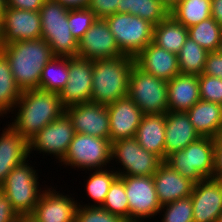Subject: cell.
Instances as JSON below:
<instances>
[{
    "mask_svg": "<svg viewBox=\"0 0 222 222\" xmlns=\"http://www.w3.org/2000/svg\"><path fill=\"white\" fill-rule=\"evenodd\" d=\"M14 109L10 125L27 141L65 113L59 93L40 89L22 91Z\"/></svg>",
    "mask_w": 222,
    "mask_h": 222,
    "instance_id": "cell-1",
    "label": "cell"
},
{
    "mask_svg": "<svg viewBox=\"0 0 222 222\" xmlns=\"http://www.w3.org/2000/svg\"><path fill=\"white\" fill-rule=\"evenodd\" d=\"M18 87L22 90L39 89L41 71L54 57L51 47L42 38L20 40L3 46Z\"/></svg>",
    "mask_w": 222,
    "mask_h": 222,
    "instance_id": "cell-2",
    "label": "cell"
},
{
    "mask_svg": "<svg viewBox=\"0 0 222 222\" xmlns=\"http://www.w3.org/2000/svg\"><path fill=\"white\" fill-rule=\"evenodd\" d=\"M134 64V57L129 55L93 60L91 102L107 106L128 96L130 71Z\"/></svg>",
    "mask_w": 222,
    "mask_h": 222,
    "instance_id": "cell-3",
    "label": "cell"
},
{
    "mask_svg": "<svg viewBox=\"0 0 222 222\" xmlns=\"http://www.w3.org/2000/svg\"><path fill=\"white\" fill-rule=\"evenodd\" d=\"M164 162L194 183L213 178L215 169L214 138L200 137L183 150L175 151L167 156Z\"/></svg>",
    "mask_w": 222,
    "mask_h": 222,
    "instance_id": "cell-4",
    "label": "cell"
},
{
    "mask_svg": "<svg viewBox=\"0 0 222 222\" xmlns=\"http://www.w3.org/2000/svg\"><path fill=\"white\" fill-rule=\"evenodd\" d=\"M69 9L56 0H45L39 10L41 17V38L52 49L54 56L77 57L78 42L68 24Z\"/></svg>",
    "mask_w": 222,
    "mask_h": 222,
    "instance_id": "cell-5",
    "label": "cell"
},
{
    "mask_svg": "<svg viewBox=\"0 0 222 222\" xmlns=\"http://www.w3.org/2000/svg\"><path fill=\"white\" fill-rule=\"evenodd\" d=\"M25 160L7 175L0 189L19 215H30L43 190L39 186L37 170ZM42 190V191H41Z\"/></svg>",
    "mask_w": 222,
    "mask_h": 222,
    "instance_id": "cell-6",
    "label": "cell"
},
{
    "mask_svg": "<svg viewBox=\"0 0 222 222\" xmlns=\"http://www.w3.org/2000/svg\"><path fill=\"white\" fill-rule=\"evenodd\" d=\"M111 141L105 138L75 133L68 150L60 162L75 170L87 171L107 168L111 162ZM106 166V167H105Z\"/></svg>",
    "mask_w": 222,
    "mask_h": 222,
    "instance_id": "cell-7",
    "label": "cell"
},
{
    "mask_svg": "<svg viewBox=\"0 0 222 222\" xmlns=\"http://www.w3.org/2000/svg\"><path fill=\"white\" fill-rule=\"evenodd\" d=\"M167 81L148 74L135 64L130 71L128 96L144 114L168 112Z\"/></svg>",
    "mask_w": 222,
    "mask_h": 222,
    "instance_id": "cell-8",
    "label": "cell"
},
{
    "mask_svg": "<svg viewBox=\"0 0 222 222\" xmlns=\"http://www.w3.org/2000/svg\"><path fill=\"white\" fill-rule=\"evenodd\" d=\"M105 20L125 55L135 57L153 42L154 25L147 20L129 13H115Z\"/></svg>",
    "mask_w": 222,
    "mask_h": 222,
    "instance_id": "cell-9",
    "label": "cell"
},
{
    "mask_svg": "<svg viewBox=\"0 0 222 222\" xmlns=\"http://www.w3.org/2000/svg\"><path fill=\"white\" fill-rule=\"evenodd\" d=\"M120 163L118 176H153L164 162L156 154L145 150L135 137L120 139L111 144V162Z\"/></svg>",
    "mask_w": 222,
    "mask_h": 222,
    "instance_id": "cell-10",
    "label": "cell"
},
{
    "mask_svg": "<svg viewBox=\"0 0 222 222\" xmlns=\"http://www.w3.org/2000/svg\"><path fill=\"white\" fill-rule=\"evenodd\" d=\"M129 204V221L144 222L158 216L159 203L153 176H119Z\"/></svg>",
    "mask_w": 222,
    "mask_h": 222,
    "instance_id": "cell-11",
    "label": "cell"
},
{
    "mask_svg": "<svg viewBox=\"0 0 222 222\" xmlns=\"http://www.w3.org/2000/svg\"><path fill=\"white\" fill-rule=\"evenodd\" d=\"M75 131L71 119L66 113L50 122L29 141V159L32 151L53 155L60 163L73 140Z\"/></svg>",
    "mask_w": 222,
    "mask_h": 222,
    "instance_id": "cell-12",
    "label": "cell"
},
{
    "mask_svg": "<svg viewBox=\"0 0 222 222\" xmlns=\"http://www.w3.org/2000/svg\"><path fill=\"white\" fill-rule=\"evenodd\" d=\"M68 79L59 93L62 105L90 102L92 92L93 61L80 57H68Z\"/></svg>",
    "mask_w": 222,
    "mask_h": 222,
    "instance_id": "cell-13",
    "label": "cell"
},
{
    "mask_svg": "<svg viewBox=\"0 0 222 222\" xmlns=\"http://www.w3.org/2000/svg\"><path fill=\"white\" fill-rule=\"evenodd\" d=\"M0 23L3 45L20 40L41 38L39 11L5 7Z\"/></svg>",
    "mask_w": 222,
    "mask_h": 222,
    "instance_id": "cell-14",
    "label": "cell"
},
{
    "mask_svg": "<svg viewBox=\"0 0 222 222\" xmlns=\"http://www.w3.org/2000/svg\"><path fill=\"white\" fill-rule=\"evenodd\" d=\"M125 55L120 49L105 19H97L78 42L77 57L98 60Z\"/></svg>",
    "mask_w": 222,
    "mask_h": 222,
    "instance_id": "cell-15",
    "label": "cell"
},
{
    "mask_svg": "<svg viewBox=\"0 0 222 222\" xmlns=\"http://www.w3.org/2000/svg\"><path fill=\"white\" fill-rule=\"evenodd\" d=\"M75 133L91 135L109 140L110 125L107 106L85 102L65 108Z\"/></svg>",
    "mask_w": 222,
    "mask_h": 222,
    "instance_id": "cell-16",
    "label": "cell"
},
{
    "mask_svg": "<svg viewBox=\"0 0 222 222\" xmlns=\"http://www.w3.org/2000/svg\"><path fill=\"white\" fill-rule=\"evenodd\" d=\"M54 188H42V195L30 215L37 222H75L77 199Z\"/></svg>",
    "mask_w": 222,
    "mask_h": 222,
    "instance_id": "cell-17",
    "label": "cell"
},
{
    "mask_svg": "<svg viewBox=\"0 0 222 222\" xmlns=\"http://www.w3.org/2000/svg\"><path fill=\"white\" fill-rule=\"evenodd\" d=\"M194 222H217L222 212V185L210 178L194 183L191 193Z\"/></svg>",
    "mask_w": 222,
    "mask_h": 222,
    "instance_id": "cell-18",
    "label": "cell"
},
{
    "mask_svg": "<svg viewBox=\"0 0 222 222\" xmlns=\"http://www.w3.org/2000/svg\"><path fill=\"white\" fill-rule=\"evenodd\" d=\"M107 111L111 143L120 139L135 137L144 113L129 96L107 105Z\"/></svg>",
    "mask_w": 222,
    "mask_h": 222,
    "instance_id": "cell-19",
    "label": "cell"
},
{
    "mask_svg": "<svg viewBox=\"0 0 222 222\" xmlns=\"http://www.w3.org/2000/svg\"><path fill=\"white\" fill-rule=\"evenodd\" d=\"M134 60L135 65L144 72L166 81L180 74L177 54L168 52L153 42L140 51Z\"/></svg>",
    "mask_w": 222,
    "mask_h": 222,
    "instance_id": "cell-20",
    "label": "cell"
},
{
    "mask_svg": "<svg viewBox=\"0 0 222 222\" xmlns=\"http://www.w3.org/2000/svg\"><path fill=\"white\" fill-rule=\"evenodd\" d=\"M155 190L162 205L191 196L194 182L163 162L153 174Z\"/></svg>",
    "mask_w": 222,
    "mask_h": 222,
    "instance_id": "cell-21",
    "label": "cell"
},
{
    "mask_svg": "<svg viewBox=\"0 0 222 222\" xmlns=\"http://www.w3.org/2000/svg\"><path fill=\"white\" fill-rule=\"evenodd\" d=\"M29 158L28 141L10 124L0 135V185L17 165Z\"/></svg>",
    "mask_w": 222,
    "mask_h": 222,
    "instance_id": "cell-22",
    "label": "cell"
},
{
    "mask_svg": "<svg viewBox=\"0 0 222 222\" xmlns=\"http://www.w3.org/2000/svg\"><path fill=\"white\" fill-rule=\"evenodd\" d=\"M165 125V160L175 151L183 150L201 136L195 130L186 112L168 111Z\"/></svg>",
    "mask_w": 222,
    "mask_h": 222,
    "instance_id": "cell-23",
    "label": "cell"
},
{
    "mask_svg": "<svg viewBox=\"0 0 222 222\" xmlns=\"http://www.w3.org/2000/svg\"><path fill=\"white\" fill-rule=\"evenodd\" d=\"M168 111L187 112L200 100L199 80L196 75H175L167 81Z\"/></svg>",
    "mask_w": 222,
    "mask_h": 222,
    "instance_id": "cell-24",
    "label": "cell"
},
{
    "mask_svg": "<svg viewBox=\"0 0 222 222\" xmlns=\"http://www.w3.org/2000/svg\"><path fill=\"white\" fill-rule=\"evenodd\" d=\"M186 113L201 137L216 138L222 133V105L200 99Z\"/></svg>",
    "mask_w": 222,
    "mask_h": 222,
    "instance_id": "cell-25",
    "label": "cell"
},
{
    "mask_svg": "<svg viewBox=\"0 0 222 222\" xmlns=\"http://www.w3.org/2000/svg\"><path fill=\"white\" fill-rule=\"evenodd\" d=\"M165 114H144L135 138L145 150L165 161Z\"/></svg>",
    "mask_w": 222,
    "mask_h": 222,
    "instance_id": "cell-26",
    "label": "cell"
},
{
    "mask_svg": "<svg viewBox=\"0 0 222 222\" xmlns=\"http://www.w3.org/2000/svg\"><path fill=\"white\" fill-rule=\"evenodd\" d=\"M188 37V29L170 14L153 28V43L174 54L179 53Z\"/></svg>",
    "mask_w": 222,
    "mask_h": 222,
    "instance_id": "cell-27",
    "label": "cell"
},
{
    "mask_svg": "<svg viewBox=\"0 0 222 222\" xmlns=\"http://www.w3.org/2000/svg\"><path fill=\"white\" fill-rule=\"evenodd\" d=\"M22 90L16 84L9 60L0 52V117L10 114L21 97Z\"/></svg>",
    "mask_w": 222,
    "mask_h": 222,
    "instance_id": "cell-28",
    "label": "cell"
},
{
    "mask_svg": "<svg viewBox=\"0 0 222 222\" xmlns=\"http://www.w3.org/2000/svg\"><path fill=\"white\" fill-rule=\"evenodd\" d=\"M118 13L136 15L155 26L165 19L170 11L160 0H120Z\"/></svg>",
    "mask_w": 222,
    "mask_h": 222,
    "instance_id": "cell-29",
    "label": "cell"
},
{
    "mask_svg": "<svg viewBox=\"0 0 222 222\" xmlns=\"http://www.w3.org/2000/svg\"><path fill=\"white\" fill-rule=\"evenodd\" d=\"M170 15L186 28L192 27L211 17V0H180Z\"/></svg>",
    "mask_w": 222,
    "mask_h": 222,
    "instance_id": "cell-30",
    "label": "cell"
},
{
    "mask_svg": "<svg viewBox=\"0 0 222 222\" xmlns=\"http://www.w3.org/2000/svg\"><path fill=\"white\" fill-rule=\"evenodd\" d=\"M68 76V57L54 56L41 71L39 89L60 93Z\"/></svg>",
    "mask_w": 222,
    "mask_h": 222,
    "instance_id": "cell-31",
    "label": "cell"
},
{
    "mask_svg": "<svg viewBox=\"0 0 222 222\" xmlns=\"http://www.w3.org/2000/svg\"><path fill=\"white\" fill-rule=\"evenodd\" d=\"M208 53L203 47L188 37L177 54L180 74L196 76L202 74Z\"/></svg>",
    "mask_w": 222,
    "mask_h": 222,
    "instance_id": "cell-32",
    "label": "cell"
},
{
    "mask_svg": "<svg viewBox=\"0 0 222 222\" xmlns=\"http://www.w3.org/2000/svg\"><path fill=\"white\" fill-rule=\"evenodd\" d=\"M187 29L188 36L207 52L218 51L222 26L212 16Z\"/></svg>",
    "mask_w": 222,
    "mask_h": 222,
    "instance_id": "cell-33",
    "label": "cell"
},
{
    "mask_svg": "<svg viewBox=\"0 0 222 222\" xmlns=\"http://www.w3.org/2000/svg\"><path fill=\"white\" fill-rule=\"evenodd\" d=\"M107 169L93 170V173L90 171L91 175L87 177V183L85 184L86 194L94 201V204L87 203L88 205L83 204L82 206H102L111 184L118 177L114 168Z\"/></svg>",
    "mask_w": 222,
    "mask_h": 222,
    "instance_id": "cell-34",
    "label": "cell"
},
{
    "mask_svg": "<svg viewBox=\"0 0 222 222\" xmlns=\"http://www.w3.org/2000/svg\"><path fill=\"white\" fill-rule=\"evenodd\" d=\"M101 207L106 211L129 221V204L124 182L119 176L111 184Z\"/></svg>",
    "mask_w": 222,
    "mask_h": 222,
    "instance_id": "cell-35",
    "label": "cell"
},
{
    "mask_svg": "<svg viewBox=\"0 0 222 222\" xmlns=\"http://www.w3.org/2000/svg\"><path fill=\"white\" fill-rule=\"evenodd\" d=\"M159 214H162L161 222H194L191 197L188 196L162 205Z\"/></svg>",
    "mask_w": 222,
    "mask_h": 222,
    "instance_id": "cell-36",
    "label": "cell"
},
{
    "mask_svg": "<svg viewBox=\"0 0 222 222\" xmlns=\"http://www.w3.org/2000/svg\"><path fill=\"white\" fill-rule=\"evenodd\" d=\"M96 20V15L88 7L69 9V29L77 42L82 39Z\"/></svg>",
    "mask_w": 222,
    "mask_h": 222,
    "instance_id": "cell-37",
    "label": "cell"
},
{
    "mask_svg": "<svg viewBox=\"0 0 222 222\" xmlns=\"http://www.w3.org/2000/svg\"><path fill=\"white\" fill-rule=\"evenodd\" d=\"M75 222H126V220L106 211L101 206H82L79 202Z\"/></svg>",
    "mask_w": 222,
    "mask_h": 222,
    "instance_id": "cell-38",
    "label": "cell"
},
{
    "mask_svg": "<svg viewBox=\"0 0 222 222\" xmlns=\"http://www.w3.org/2000/svg\"><path fill=\"white\" fill-rule=\"evenodd\" d=\"M198 80L200 99L222 105V79L202 73Z\"/></svg>",
    "mask_w": 222,
    "mask_h": 222,
    "instance_id": "cell-39",
    "label": "cell"
},
{
    "mask_svg": "<svg viewBox=\"0 0 222 222\" xmlns=\"http://www.w3.org/2000/svg\"><path fill=\"white\" fill-rule=\"evenodd\" d=\"M120 0H90L88 8L96 15L97 19H105L118 13Z\"/></svg>",
    "mask_w": 222,
    "mask_h": 222,
    "instance_id": "cell-40",
    "label": "cell"
},
{
    "mask_svg": "<svg viewBox=\"0 0 222 222\" xmlns=\"http://www.w3.org/2000/svg\"><path fill=\"white\" fill-rule=\"evenodd\" d=\"M203 74L222 79V54L218 51L207 54Z\"/></svg>",
    "mask_w": 222,
    "mask_h": 222,
    "instance_id": "cell-41",
    "label": "cell"
},
{
    "mask_svg": "<svg viewBox=\"0 0 222 222\" xmlns=\"http://www.w3.org/2000/svg\"><path fill=\"white\" fill-rule=\"evenodd\" d=\"M19 214L0 189V222H15Z\"/></svg>",
    "mask_w": 222,
    "mask_h": 222,
    "instance_id": "cell-42",
    "label": "cell"
},
{
    "mask_svg": "<svg viewBox=\"0 0 222 222\" xmlns=\"http://www.w3.org/2000/svg\"><path fill=\"white\" fill-rule=\"evenodd\" d=\"M44 1L45 0H6V7L28 11H39Z\"/></svg>",
    "mask_w": 222,
    "mask_h": 222,
    "instance_id": "cell-43",
    "label": "cell"
},
{
    "mask_svg": "<svg viewBox=\"0 0 222 222\" xmlns=\"http://www.w3.org/2000/svg\"><path fill=\"white\" fill-rule=\"evenodd\" d=\"M215 143V169L214 179H222V133L214 138Z\"/></svg>",
    "mask_w": 222,
    "mask_h": 222,
    "instance_id": "cell-44",
    "label": "cell"
},
{
    "mask_svg": "<svg viewBox=\"0 0 222 222\" xmlns=\"http://www.w3.org/2000/svg\"><path fill=\"white\" fill-rule=\"evenodd\" d=\"M211 16L222 26V0H211Z\"/></svg>",
    "mask_w": 222,
    "mask_h": 222,
    "instance_id": "cell-45",
    "label": "cell"
},
{
    "mask_svg": "<svg viewBox=\"0 0 222 222\" xmlns=\"http://www.w3.org/2000/svg\"><path fill=\"white\" fill-rule=\"evenodd\" d=\"M68 9L85 8L88 6L90 0H56Z\"/></svg>",
    "mask_w": 222,
    "mask_h": 222,
    "instance_id": "cell-46",
    "label": "cell"
},
{
    "mask_svg": "<svg viewBox=\"0 0 222 222\" xmlns=\"http://www.w3.org/2000/svg\"><path fill=\"white\" fill-rule=\"evenodd\" d=\"M15 222H37L31 215H19Z\"/></svg>",
    "mask_w": 222,
    "mask_h": 222,
    "instance_id": "cell-47",
    "label": "cell"
},
{
    "mask_svg": "<svg viewBox=\"0 0 222 222\" xmlns=\"http://www.w3.org/2000/svg\"><path fill=\"white\" fill-rule=\"evenodd\" d=\"M168 9L169 11L171 9H173L178 3L180 0H160Z\"/></svg>",
    "mask_w": 222,
    "mask_h": 222,
    "instance_id": "cell-48",
    "label": "cell"
},
{
    "mask_svg": "<svg viewBox=\"0 0 222 222\" xmlns=\"http://www.w3.org/2000/svg\"><path fill=\"white\" fill-rule=\"evenodd\" d=\"M6 7V0H0V19Z\"/></svg>",
    "mask_w": 222,
    "mask_h": 222,
    "instance_id": "cell-49",
    "label": "cell"
},
{
    "mask_svg": "<svg viewBox=\"0 0 222 222\" xmlns=\"http://www.w3.org/2000/svg\"><path fill=\"white\" fill-rule=\"evenodd\" d=\"M1 20V19H0ZM3 42H2V34H1V23H0V52H1V50H2V48H3Z\"/></svg>",
    "mask_w": 222,
    "mask_h": 222,
    "instance_id": "cell-50",
    "label": "cell"
},
{
    "mask_svg": "<svg viewBox=\"0 0 222 222\" xmlns=\"http://www.w3.org/2000/svg\"><path fill=\"white\" fill-rule=\"evenodd\" d=\"M218 52L220 54H222V36H221V41H220V44H219Z\"/></svg>",
    "mask_w": 222,
    "mask_h": 222,
    "instance_id": "cell-51",
    "label": "cell"
},
{
    "mask_svg": "<svg viewBox=\"0 0 222 222\" xmlns=\"http://www.w3.org/2000/svg\"><path fill=\"white\" fill-rule=\"evenodd\" d=\"M217 222H222V212H221L220 215L218 216Z\"/></svg>",
    "mask_w": 222,
    "mask_h": 222,
    "instance_id": "cell-52",
    "label": "cell"
}]
</instances>
